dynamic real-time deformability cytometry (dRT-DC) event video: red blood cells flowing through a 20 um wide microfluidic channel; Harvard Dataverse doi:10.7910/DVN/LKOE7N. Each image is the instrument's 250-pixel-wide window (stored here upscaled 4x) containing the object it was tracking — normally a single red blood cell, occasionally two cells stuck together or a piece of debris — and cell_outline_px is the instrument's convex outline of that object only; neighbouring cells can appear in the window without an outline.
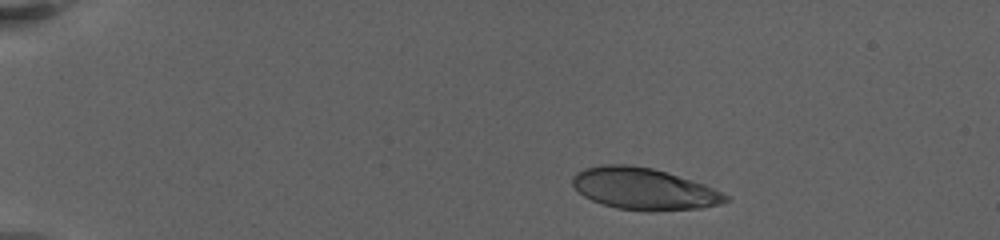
{"species": "human", "species_latin": "Homo sapiens", "temperature_condition": "warm", "stored_images_in_passage": 8, "camera_frame_rate_fps": 3000, "um_per_image_px": 0.085, "donor": {"sex": "female"}, "frame": {"image": 1, "passage_image": 3, "time_ms": 2.0, "image_size_px": [1000, 240], "cell_outline_px": [[728, 200], [720, 204], [704, 208], [652, 212], [648, 212], [616, 208], [592, 200], [584, 196], [572, 184], [572, 176], [576, 172], [584, 168], [600, 164], [628, 164], [652, 168], [704, 184], [728, 196]], "centroid_in_image_um": [54.7, 16.06], "position_along_channel_um": 30.3, "area_um2": 37.28}}
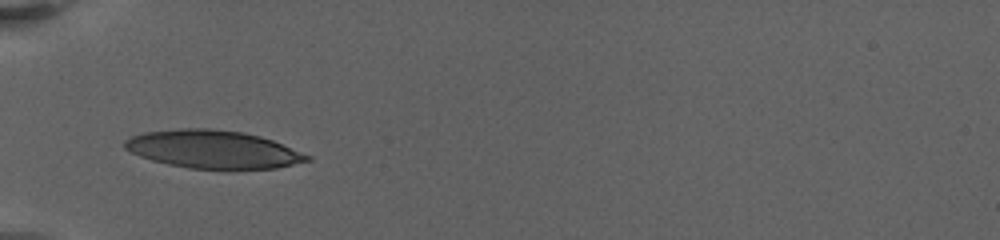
{"frame": {"image": 2, "passage_image": 7, "time_ms": 6.0, "image_size_px": [1000, 240], "cell_outline_px": [[312, 160], [276, 168], [188, 168], [168, 164], [152, 160], [140, 156], [124, 148], [124, 140], [132, 136], [144, 132], [180, 128], [208, 128], [244, 132], [260, 136], [272, 140], [312, 156]], "centroid_in_image_um": [18.11, 12.68], "position_along_channel_um": 66.9, "area_um2": 40.11}}